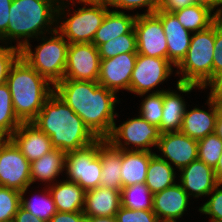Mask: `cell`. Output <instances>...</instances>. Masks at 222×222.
Wrapping results in <instances>:
<instances>
[{"mask_svg": "<svg viewBox=\"0 0 222 222\" xmlns=\"http://www.w3.org/2000/svg\"><path fill=\"white\" fill-rule=\"evenodd\" d=\"M63 100L97 137L106 139L113 128L116 93L95 81L63 79L53 86Z\"/></svg>", "mask_w": 222, "mask_h": 222, "instance_id": "6da1fadb", "label": "cell"}, {"mask_svg": "<svg viewBox=\"0 0 222 222\" xmlns=\"http://www.w3.org/2000/svg\"><path fill=\"white\" fill-rule=\"evenodd\" d=\"M31 123L50 137L54 149L65 153L86 147L98 139L55 92Z\"/></svg>", "mask_w": 222, "mask_h": 222, "instance_id": "7a4b0ae2", "label": "cell"}, {"mask_svg": "<svg viewBox=\"0 0 222 222\" xmlns=\"http://www.w3.org/2000/svg\"><path fill=\"white\" fill-rule=\"evenodd\" d=\"M59 2V0H12L7 31L0 40L4 42V40L25 38L17 44V48L21 49L29 43L28 38H39L38 35L47 33L49 27L52 29L49 33L56 31L57 28L53 29L51 26L54 22L56 24L57 18L65 12L62 8L65 3ZM47 26L48 28L44 29Z\"/></svg>", "mask_w": 222, "mask_h": 222, "instance_id": "3957f363", "label": "cell"}, {"mask_svg": "<svg viewBox=\"0 0 222 222\" xmlns=\"http://www.w3.org/2000/svg\"><path fill=\"white\" fill-rule=\"evenodd\" d=\"M6 83L14 112L22 123L32 122L54 92L51 83L21 57L10 68Z\"/></svg>", "mask_w": 222, "mask_h": 222, "instance_id": "277c9868", "label": "cell"}, {"mask_svg": "<svg viewBox=\"0 0 222 222\" xmlns=\"http://www.w3.org/2000/svg\"><path fill=\"white\" fill-rule=\"evenodd\" d=\"M214 42L215 23L205 30L194 32L187 54L177 66V74H183L176 84L180 92L188 93L195 87L205 89L213 79Z\"/></svg>", "mask_w": 222, "mask_h": 222, "instance_id": "5b68a950", "label": "cell"}, {"mask_svg": "<svg viewBox=\"0 0 222 222\" xmlns=\"http://www.w3.org/2000/svg\"><path fill=\"white\" fill-rule=\"evenodd\" d=\"M52 34L50 39L42 37L43 43L35 52L27 43L20 49V57L54 86L64 78L69 42L57 30Z\"/></svg>", "mask_w": 222, "mask_h": 222, "instance_id": "8992f818", "label": "cell"}, {"mask_svg": "<svg viewBox=\"0 0 222 222\" xmlns=\"http://www.w3.org/2000/svg\"><path fill=\"white\" fill-rule=\"evenodd\" d=\"M105 140L98 138L86 147L66 153L64 169L69 181L78 183L85 191L100 186L101 144Z\"/></svg>", "mask_w": 222, "mask_h": 222, "instance_id": "52a82bcc", "label": "cell"}, {"mask_svg": "<svg viewBox=\"0 0 222 222\" xmlns=\"http://www.w3.org/2000/svg\"><path fill=\"white\" fill-rule=\"evenodd\" d=\"M84 3L85 7L75 10L72 16L62 22L56 30L64 37L69 44L92 43L94 35L108 12L105 0L100 1H78ZM91 7L87 8L86 5ZM59 28V29H58Z\"/></svg>", "mask_w": 222, "mask_h": 222, "instance_id": "ba28073f", "label": "cell"}, {"mask_svg": "<svg viewBox=\"0 0 222 222\" xmlns=\"http://www.w3.org/2000/svg\"><path fill=\"white\" fill-rule=\"evenodd\" d=\"M160 134L158 127L151 125L139 116L124 122L119 127L114 124L106 140L113 147L120 150L151 152L150 146L157 147ZM121 139H124V145ZM130 144L135 145L136 149H127L125 147V145Z\"/></svg>", "mask_w": 222, "mask_h": 222, "instance_id": "9c48e42d", "label": "cell"}, {"mask_svg": "<svg viewBox=\"0 0 222 222\" xmlns=\"http://www.w3.org/2000/svg\"><path fill=\"white\" fill-rule=\"evenodd\" d=\"M30 185V162L9 138L0 139V186L21 192Z\"/></svg>", "mask_w": 222, "mask_h": 222, "instance_id": "30bf717a", "label": "cell"}, {"mask_svg": "<svg viewBox=\"0 0 222 222\" xmlns=\"http://www.w3.org/2000/svg\"><path fill=\"white\" fill-rule=\"evenodd\" d=\"M100 61L99 50L94 44H69L63 79L97 82Z\"/></svg>", "mask_w": 222, "mask_h": 222, "instance_id": "8fae6325", "label": "cell"}, {"mask_svg": "<svg viewBox=\"0 0 222 222\" xmlns=\"http://www.w3.org/2000/svg\"><path fill=\"white\" fill-rule=\"evenodd\" d=\"M171 64L167 58L138 54L130 80L129 91L144 96L172 74Z\"/></svg>", "mask_w": 222, "mask_h": 222, "instance_id": "7c38bea8", "label": "cell"}, {"mask_svg": "<svg viewBox=\"0 0 222 222\" xmlns=\"http://www.w3.org/2000/svg\"><path fill=\"white\" fill-rule=\"evenodd\" d=\"M134 30L138 54L168 59L166 36L161 20L155 13H138Z\"/></svg>", "mask_w": 222, "mask_h": 222, "instance_id": "4fadbf2b", "label": "cell"}, {"mask_svg": "<svg viewBox=\"0 0 222 222\" xmlns=\"http://www.w3.org/2000/svg\"><path fill=\"white\" fill-rule=\"evenodd\" d=\"M157 148L162 152L158 156L167 163L170 160L179 170L198 159V141L181 131L161 133Z\"/></svg>", "mask_w": 222, "mask_h": 222, "instance_id": "5bb4252c", "label": "cell"}, {"mask_svg": "<svg viewBox=\"0 0 222 222\" xmlns=\"http://www.w3.org/2000/svg\"><path fill=\"white\" fill-rule=\"evenodd\" d=\"M137 55L138 53H124L101 60L97 82L115 93L121 89L129 91Z\"/></svg>", "mask_w": 222, "mask_h": 222, "instance_id": "9a60e30c", "label": "cell"}, {"mask_svg": "<svg viewBox=\"0 0 222 222\" xmlns=\"http://www.w3.org/2000/svg\"><path fill=\"white\" fill-rule=\"evenodd\" d=\"M154 13L160 18L166 36L168 60L177 67L187 54L191 32L185 29L174 13L160 10Z\"/></svg>", "mask_w": 222, "mask_h": 222, "instance_id": "2e32d148", "label": "cell"}, {"mask_svg": "<svg viewBox=\"0 0 222 222\" xmlns=\"http://www.w3.org/2000/svg\"><path fill=\"white\" fill-rule=\"evenodd\" d=\"M9 139L30 163L54 149L50 137L31 122L21 123Z\"/></svg>", "mask_w": 222, "mask_h": 222, "instance_id": "e0dca14e", "label": "cell"}, {"mask_svg": "<svg viewBox=\"0 0 222 222\" xmlns=\"http://www.w3.org/2000/svg\"><path fill=\"white\" fill-rule=\"evenodd\" d=\"M181 185L187 194L193 197L209 195L218 184L214 169L203 161L195 160L181 168Z\"/></svg>", "mask_w": 222, "mask_h": 222, "instance_id": "ac0fdd59", "label": "cell"}, {"mask_svg": "<svg viewBox=\"0 0 222 222\" xmlns=\"http://www.w3.org/2000/svg\"><path fill=\"white\" fill-rule=\"evenodd\" d=\"M189 195L181 184H174L163 191L153 194V211L159 221H173L187 211Z\"/></svg>", "mask_w": 222, "mask_h": 222, "instance_id": "d6986e66", "label": "cell"}, {"mask_svg": "<svg viewBox=\"0 0 222 222\" xmlns=\"http://www.w3.org/2000/svg\"><path fill=\"white\" fill-rule=\"evenodd\" d=\"M210 106L207 112L199 108H194L191 111H185L181 132L195 140H200L207 135L213 134L215 124L219 112V105L215 100L208 98Z\"/></svg>", "mask_w": 222, "mask_h": 222, "instance_id": "ffe728a7", "label": "cell"}, {"mask_svg": "<svg viewBox=\"0 0 222 222\" xmlns=\"http://www.w3.org/2000/svg\"><path fill=\"white\" fill-rule=\"evenodd\" d=\"M120 206L119 190L98 186L86 191L83 213L87 218L115 217Z\"/></svg>", "mask_w": 222, "mask_h": 222, "instance_id": "44dd1931", "label": "cell"}, {"mask_svg": "<svg viewBox=\"0 0 222 222\" xmlns=\"http://www.w3.org/2000/svg\"><path fill=\"white\" fill-rule=\"evenodd\" d=\"M154 154L149 151L121 150L122 187L145 183L149 161Z\"/></svg>", "mask_w": 222, "mask_h": 222, "instance_id": "7402d4cb", "label": "cell"}, {"mask_svg": "<svg viewBox=\"0 0 222 222\" xmlns=\"http://www.w3.org/2000/svg\"><path fill=\"white\" fill-rule=\"evenodd\" d=\"M52 194L56 210L59 212L83 211L86 191L78 184L68 179L48 188Z\"/></svg>", "mask_w": 222, "mask_h": 222, "instance_id": "603a6c76", "label": "cell"}, {"mask_svg": "<svg viewBox=\"0 0 222 222\" xmlns=\"http://www.w3.org/2000/svg\"><path fill=\"white\" fill-rule=\"evenodd\" d=\"M137 14L127 15L122 11H109L106 13L101 26L94 35L92 44L97 48L107 41L120 35L130 33L134 29Z\"/></svg>", "mask_w": 222, "mask_h": 222, "instance_id": "cb8c5ba5", "label": "cell"}, {"mask_svg": "<svg viewBox=\"0 0 222 222\" xmlns=\"http://www.w3.org/2000/svg\"><path fill=\"white\" fill-rule=\"evenodd\" d=\"M101 163L100 186L121 191V150L105 140L101 144Z\"/></svg>", "mask_w": 222, "mask_h": 222, "instance_id": "d4e9b609", "label": "cell"}, {"mask_svg": "<svg viewBox=\"0 0 222 222\" xmlns=\"http://www.w3.org/2000/svg\"><path fill=\"white\" fill-rule=\"evenodd\" d=\"M178 21L185 27L186 30L190 32H198L209 28L213 25L219 18L222 17V7L217 9L216 12L202 6L194 4L189 7H185L178 11L173 12Z\"/></svg>", "mask_w": 222, "mask_h": 222, "instance_id": "484cf974", "label": "cell"}, {"mask_svg": "<svg viewBox=\"0 0 222 222\" xmlns=\"http://www.w3.org/2000/svg\"><path fill=\"white\" fill-rule=\"evenodd\" d=\"M66 153L59 149H53L41 158L30 163L31 184L36 180L52 182L64 171Z\"/></svg>", "mask_w": 222, "mask_h": 222, "instance_id": "4316f807", "label": "cell"}, {"mask_svg": "<svg viewBox=\"0 0 222 222\" xmlns=\"http://www.w3.org/2000/svg\"><path fill=\"white\" fill-rule=\"evenodd\" d=\"M186 111L182 97L175 92H163V112L159 126L160 133L180 131Z\"/></svg>", "mask_w": 222, "mask_h": 222, "instance_id": "83f0119b", "label": "cell"}, {"mask_svg": "<svg viewBox=\"0 0 222 222\" xmlns=\"http://www.w3.org/2000/svg\"><path fill=\"white\" fill-rule=\"evenodd\" d=\"M174 168L156 153L151 157L145 185L155 194L175 184Z\"/></svg>", "mask_w": 222, "mask_h": 222, "instance_id": "f1b7e54d", "label": "cell"}, {"mask_svg": "<svg viewBox=\"0 0 222 222\" xmlns=\"http://www.w3.org/2000/svg\"><path fill=\"white\" fill-rule=\"evenodd\" d=\"M121 206L131 210H153V193L145 183L122 187Z\"/></svg>", "mask_w": 222, "mask_h": 222, "instance_id": "f546056e", "label": "cell"}, {"mask_svg": "<svg viewBox=\"0 0 222 222\" xmlns=\"http://www.w3.org/2000/svg\"><path fill=\"white\" fill-rule=\"evenodd\" d=\"M21 123L14 112L7 83L0 84V139L9 138Z\"/></svg>", "mask_w": 222, "mask_h": 222, "instance_id": "4dcf8cb0", "label": "cell"}, {"mask_svg": "<svg viewBox=\"0 0 222 222\" xmlns=\"http://www.w3.org/2000/svg\"><path fill=\"white\" fill-rule=\"evenodd\" d=\"M100 59H108L124 53H137L136 33L133 29L130 33H126L115 37L101 44L98 47Z\"/></svg>", "mask_w": 222, "mask_h": 222, "instance_id": "1f68e13d", "label": "cell"}, {"mask_svg": "<svg viewBox=\"0 0 222 222\" xmlns=\"http://www.w3.org/2000/svg\"><path fill=\"white\" fill-rule=\"evenodd\" d=\"M29 187L21 191V202L20 206L26 211L30 212L37 218L49 222V220L57 213L54 200L50 190H47V194L42 197H38L39 200H27L24 198V194ZM41 198V199H40ZM34 201V202H33Z\"/></svg>", "mask_w": 222, "mask_h": 222, "instance_id": "d6a6232c", "label": "cell"}, {"mask_svg": "<svg viewBox=\"0 0 222 222\" xmlns=\"http://www.w3.org/2000/svg\"><path fill=\"white\" fill-rule=\"evenodd\" d=\"M157 90L145 97L141 103L140 116L151 125L159 128L163 112V92Z\"/></svg>", "mask_w": 222, "mask_h": 222, "instance_id": "836d02e7", "label": "cell"}, {"mask_svg": "<svg viewBox=\"0 0 222 222\" xmlns=\"http://www.w3.org/2000/svg\"><path fill=\"white\" fill-rule=\"evenodd\" d=\"M221 153L222 140L215 133L198 140V160L203 161L213 169L216 167Z\"/></svg>", "mask_w": 222, "mask_h": 222, "instance_id": "e575fe53", "label": "cell"}, {"mask_svg": "<svg viewBox=\"0 0 222 222\" xmlns=\"http://www.w3.org/2000/svg\"><path fill=\"white\" fill-rule=\"evenodd\" d=\"M20 202V191L0 186V222L13 221L20 207Z\"/></svg>", "mask_w": 222, "mask_h": 222, "instance_id": "d590c367", "label": "cell"}, {"mask_svg": "<svg viewBox=\"0 0 222 222\" xmlns=\"http://www.w3.org/2000/svg\"><path fill=\"white\" fill-rule=\"evenodd\" d=\"M220 186L221 183L218 182L214 190L209 194H213L209 201L199 208L201 213L211 216V222H222V188Z\"/></svg>", "mask_w": 222, "mask_h": 222, "instance_id": "8d00e7d4", "label": "cell"}, {"mask_svg": "<svg viewBox=\"0 0 222 222\" xmlns=\"http://www.w3.org/2000/svg\"><path fill=\"white\" fill-rule=\"evenodd\" d=\"M117 222H159L153 210H131L120 206L115 214Z\"/></svg>", "mask_w": 222, "mask_h": 222, "instance_id": "74e56055", "label": "cell"}, {"mask_svg": "<svg viewBox=\"0 0 222 222\" xmlns=\"http://www.w3.org/2000/svg\"><path fill=\"white\" fill-rule=\"evenodd\" d=\"M20 57V49L16 46H0V84L6 82L10 68Z\"/></svg>", "mask_w": 222, "mask_h": 222, "instance_id": "f35d334b", "label": "cell"}, {"mask_svg": "<svg viewBox=\"0 0 222 222\" xmlns=\"http://www.w3.org/2000/svg\"><path fill=\"white\" fill-rule=\"evenodd\" d=\"M108 6L133 10L147 6L145 14H151L158 10L159 0H105Z\"/></svg>", "mask_w": 222, "mask_h": 222, "instance_id": "ab89813d", "label": "cell"}, {"mask_svg": "<svg viewBox=\"0 0 222 222\" xmlns=\"http://www.w3.org/2000/svg\"><path fill=\"white\" fill-rule=\"evenodd\" d=\"M215 55L213 58V77L222 72V18L215 22Z\"/></svg>", "mask_w": 222, "mask_h": 222, "instance_id": "60d3db41", "label": "cell"}, {"mask_svg": "<svg viewBox=\"0 0 222 222\" xmlns=\"http://www.w3.org/2000/svg\"><path fill=\"white\" fill-rule=\"evenodd\" d=\"M194 4L193 0H159L158 10L173 13Z\"/></svg>", "mask_w": 222, "mask_h": 222, "instance_id": "b9f144b4", "label": "cell"}, {"mask_svg": "<svg viewBox=\"0 0 222 222\" xmlns=\"http://www.w3.org/2000/svg\"><path fill=\"white\" fill-rule=\"evenodd\" d=\"M49 222H87V217L83 211L78 212H59L49 220Z\"/></svg>", "mask_w": 222, "mask_h": 222, "instance_id": "7bdbcfd3", "label": "cell"}, {"mask_svg": "<svg viewBox=\"0 0 222 222\" xmlns=\"http://www.w3.org/2000/svg\"><path fill=\"white\" fill-rule=\"evenodd\" d=\"M210 86V98L215 100L218 104L222 105V72L218 73L213 79L206 85Z\"/></svg>", "mask_w": 222, "mask_h": 222, "instance_id": "ee69618b", "label": "cell"}, {"mask_svg": "<svg viewBox=\"0 0 222 222\" xmlns=\"http://www.w3.org/2000/svg\"><path fill=\"white\" fill-rule=\"evenodd\" d=\"M12 0H0V38L6 33Z\"/></svg>", "mask_w": 222, "mask_h": 222, "instance_id": "f6af8a7d", "label": "cell"}, {"mask_svg": "<svg viewBox=\"0 0 222 222\" xmlns=\"http://www.w3.org/2000/svg\"><path fill=\"white\" fill-rule=\"evenodd\" d=\"M13 222H45L30 212L26 211L21 206L18 208L17 213L15 214Z\"/></svg>", "mask_w": 222, "mask_h": 222, "instance_id": "bcb514c9", "label": "cell"}, {"mask_svg": "<svg viewBox=\"0 0 222 222\" xmlns=\"http://www.w3.org/2000/svg\"><path fill=\"white\" fill-rule=\"evenodd\" d=\"M195 4L205 6L212 11L222 5V0H193Z\"/></svg>", "mask_w": 222, "mask_h": 222, "instance_id": "7dc6e473", "label": "cell"}, {"mask_svg": "<svg viewBox=\"0 0 222 222\" xmlns=\"http://www.w3.org/2000/svg\"><path fill=\"white\" fill-rule=\"evenodd\" d=\"M214 133L222 140V105H219Z\"/></svg>", "mask_w": 222, "mask_h": 222, "instance_id": "c3c4849f", "label": "cell"}, {"mask_svg": "<svg viewBox=\"0 0 222 222\" xmlns=\"http://www.w3.org/2000/svg\"><path fill=\"white\" fill-rule=\"evenodd\" d=\"M215 178L220 181L222 179V153L220 159L217 162L216 167L214 168Z\"/></svg>", "mask_w": 222, "mask_h": 222, "instance_id": "681fc988", "label": "cell"}, {"mask_svg": "<svg viewBox=\"0 0 222 222\" xmlns=\"http://www.w3.org/2000/svg\"><path fill=\"white\" fill-rule=\"evenodd\" d=\"M87 222H117L115 217H93L87 218Z\"/></svg>", "mask_w": 222, "mask_h": 222, "instance_id": "f907efd6", "label": "cell"}, {"mask_svg": "<svg viewBox=\"0 0 222 222\" xmlns=\"http://www.w3.org/2000/svg\"><path fill=\"white\" fill-rule=\"evenodd\" d=\"M77 1H100V0H77Z\"/></svg>", "mask_w": 222, "mask_h": 222, "instance_id": "816d5d0a", "label": "cell"}]
</instances>
